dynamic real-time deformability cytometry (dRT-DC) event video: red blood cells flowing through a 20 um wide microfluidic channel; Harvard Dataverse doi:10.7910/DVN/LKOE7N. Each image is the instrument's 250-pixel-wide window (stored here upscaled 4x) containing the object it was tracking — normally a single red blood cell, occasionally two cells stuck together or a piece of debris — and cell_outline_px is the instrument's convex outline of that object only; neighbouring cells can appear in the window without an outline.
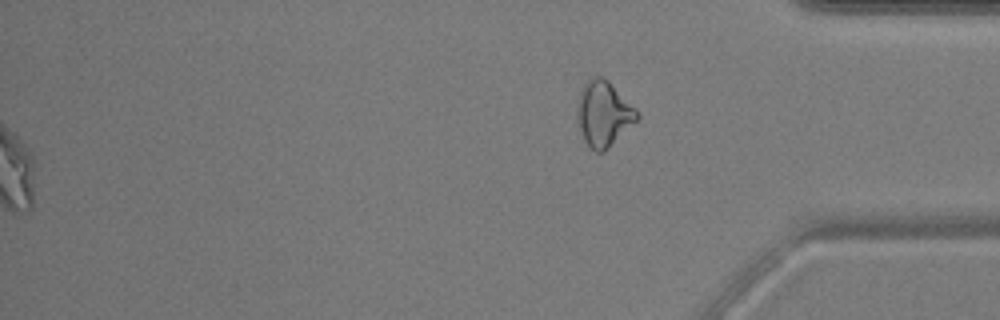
{"species": "common noctule bat (a hibernating species)", "species_latin": "Nyctalus noctula", "temperature_condition": "warm", "stored_images_in_passage": 38, "segment_of_instrument_passage": [2, 2], "camera_frame_rate_fps": 3000, "um_per_image_px": 0.085, "animal": {"sex": "male", "body_mass_g": 17.9, "forearm_length_mm": 54.2}, "frame": {"image": 1, "passage_image": 38, "time_ms": 12.333, "image_size_px": [1000, 320], "cell_outline_px": [[640, 116], [604, 152], [596, 152], [584, 140], [576, 120], [576, 108], [580, 92], [588, 76], [604, 76], [640, 112]], "centroid_in_image_um": [51.28, 9.62], "position_along_channel_um": 383.9, "area_um2": 22.83}}